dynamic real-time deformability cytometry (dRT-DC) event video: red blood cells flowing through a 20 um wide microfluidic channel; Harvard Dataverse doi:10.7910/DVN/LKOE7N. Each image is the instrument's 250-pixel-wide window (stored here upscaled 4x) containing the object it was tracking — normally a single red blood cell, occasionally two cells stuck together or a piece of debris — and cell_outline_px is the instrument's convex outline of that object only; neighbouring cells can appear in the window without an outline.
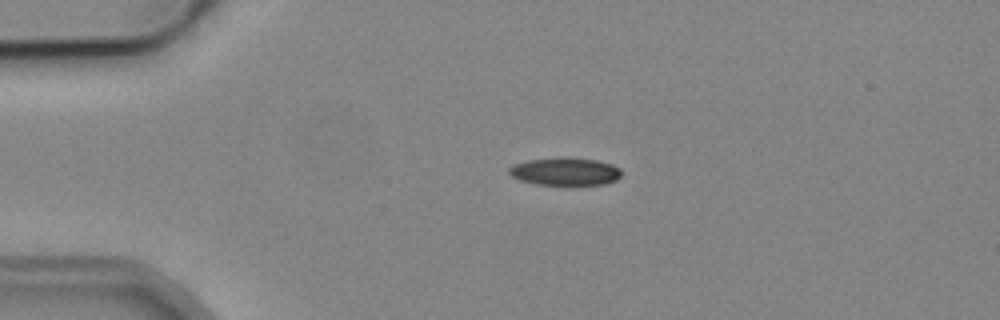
{"species": "common noctule bat (a hibernating species)", "species_latin": "Nyctalus noctula", "temperature_condition": "cold", "stored_images_in_passage": 3, "camera_frame_rate_fps": 3000, "um_per_image_px": 0.085, "animal": {"sex": "male", "body_mass_g": 19.2, "forearm_length_mm": 51.8}, "frame": {"image": 1, "passage_image": 2, "time_ms": 1.0, "image_size_px": [1000, 320], "cell_outline_px": [[620, 176], [616, 180], [604, 184], [536, 184], [520, 180], [512, 176], [508, 172], [508, 168], [512, 164], [528, 160], [556, 156], [568, 156], [596, 160], [612, 164], [620, 168]], "centroid_in_image_um": [48.0, 14.54], "position_along_channel_um": 37.0, "area_um2": 18.38}}
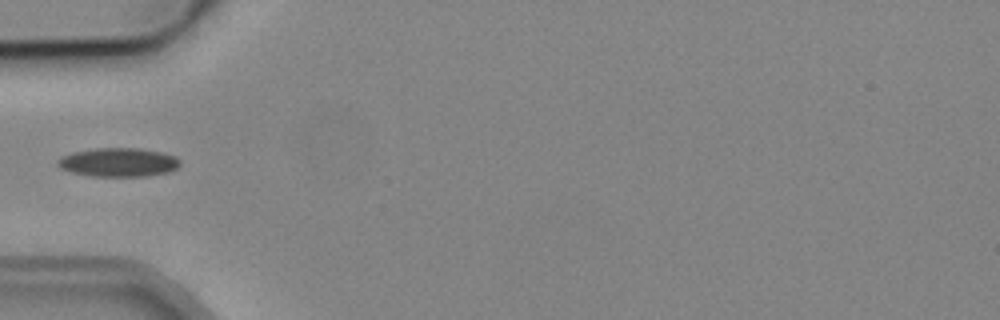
{"frame": {"image": 2, "passage_image": 3, "time_ms": 3.0, "image_size_px": [1000, 320], "cell_outline_px": [[180, 164], [176, 168], [168, 172], [148, 176], [88, 176], [72, 172], [60, 168], [56, 164], [56, 160], [60, 156], [72, 152], [96, 148], [140, 148], [160, 152], [176, 156], [180, 160]], "centroid_in_image_um": [10.03, 13.79], "position_along_channel_um": 75.0, "area_um2": 20.69}}